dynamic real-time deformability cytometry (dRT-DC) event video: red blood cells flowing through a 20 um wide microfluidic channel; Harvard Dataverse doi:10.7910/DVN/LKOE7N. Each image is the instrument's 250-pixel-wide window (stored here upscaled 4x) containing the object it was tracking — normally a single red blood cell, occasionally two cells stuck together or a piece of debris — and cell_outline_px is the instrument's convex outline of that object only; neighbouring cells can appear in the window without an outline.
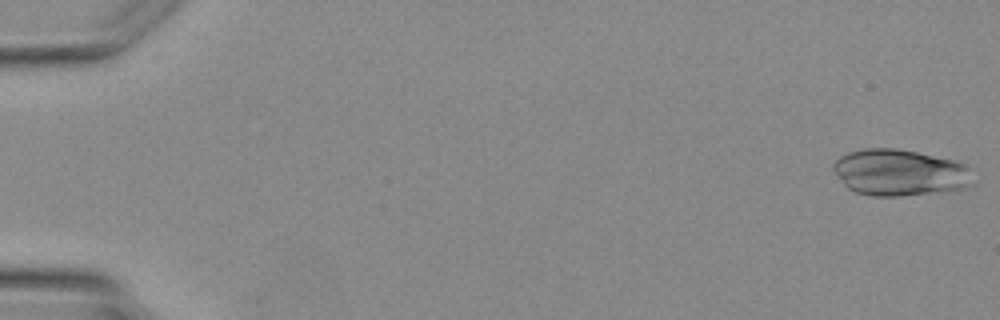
{"species": "Egyptian fruit bat (a non-hibernating species)", "species_latin": "Rousettus aegyptiacus", "temperature_condition": "warm", "stored_images_in_passage": 5, "camera_frame_rate_fps": 3000, "um_per_image_px": 0.085, "animal": {"sex": "female"}, "frame": {"image": 1, "passage_image": 1, "time_ms": 0.0, "image_size_px": [1000, 320], "cell_outline_px": [[972, 184], [964, 188], [900, 196], [872, 196], [856, 192], [848, 188], [844, 184], [832, 168], [832, 164], [840, 156], [848, 152], [864, 148], [896, 148], [916, 152], [952, 160], [964, 164], [968, 168]], "centroid_in_image_um": [76.41, 14.66], "position_along_channel_um": 8.6, "area_um2": 37.34}}